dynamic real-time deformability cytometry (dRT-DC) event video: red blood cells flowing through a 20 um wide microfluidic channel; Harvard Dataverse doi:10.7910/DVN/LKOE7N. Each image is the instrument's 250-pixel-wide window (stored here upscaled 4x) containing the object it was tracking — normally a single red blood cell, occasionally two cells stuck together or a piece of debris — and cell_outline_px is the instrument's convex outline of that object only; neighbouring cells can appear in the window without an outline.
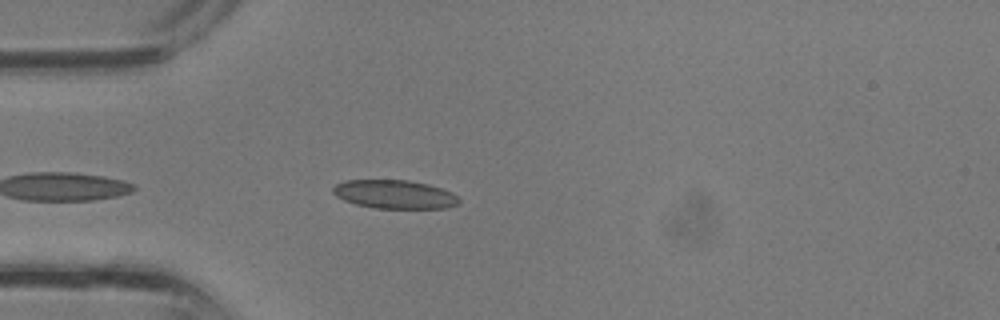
{"species": "common noctule bat (a hibernating species)", "species_latin": "Nyctalus noctula", "temperature_condition": "room temperature", "stored_images_in_passage": 5, "camera_frame_rate_fps": 3000, "um_per_image_px": 0.085, "animal": {"sex": "male", "body_mass_g": 13.3}, "frame": {"image": 1, "passage_image": 3, "time_ms": 0.667, "image_size_px": [1000, 320], "cell_outline_px": [[460, 204], [448, 208], [376, 208], [356, 204], [344, 200], [336, 196], [332, 192], [332, 188], [336, 184], [344, 180], [408, 180], [428, 184], [452, 192], [460, 200]], "centroid_in_image_um": [33.55, 16.52], "position_along_channel_um": 51.5, "area_um2": 21.04}}